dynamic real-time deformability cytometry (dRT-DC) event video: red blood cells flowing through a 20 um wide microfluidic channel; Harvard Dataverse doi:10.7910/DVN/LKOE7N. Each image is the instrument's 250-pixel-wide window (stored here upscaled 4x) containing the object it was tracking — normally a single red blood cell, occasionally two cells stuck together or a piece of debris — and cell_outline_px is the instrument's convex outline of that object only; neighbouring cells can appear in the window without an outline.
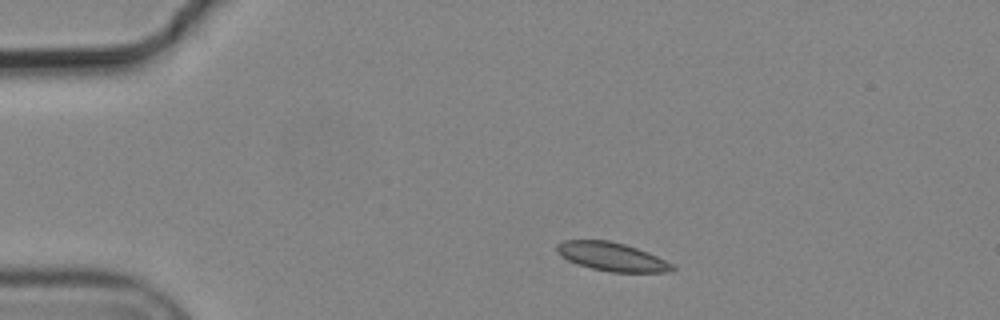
{"species": "common noctule bat (a hibernating species)", "species_latin": "Nyctalus noctula", "temperature_condition": "cold", "stored_images_in_passage": 2, "camera_frame_rate_fps": 3000, "um_per_image_px": 0.085, "animal": {"sex": "male", "body_mass_g": 19.2, "forearm_length_mm": 51.8}, "frame": {"image": 1, "passage_image": 1, "time_ms": 0.0, "image_size_px": [1000, 320], "cell_outline_px": [[676, 268], [672, 272], [612, 272], [592, 268], [576, 264], [560, 256], [556, 252], [556, 244], [564, 240], [608, 240], [624, 244], [648, 252], [672, 264]], "centroid_in_image_um": [51.97, 21.82], "position_along_channel_um": 33.0, "area_um2": 19.19}}